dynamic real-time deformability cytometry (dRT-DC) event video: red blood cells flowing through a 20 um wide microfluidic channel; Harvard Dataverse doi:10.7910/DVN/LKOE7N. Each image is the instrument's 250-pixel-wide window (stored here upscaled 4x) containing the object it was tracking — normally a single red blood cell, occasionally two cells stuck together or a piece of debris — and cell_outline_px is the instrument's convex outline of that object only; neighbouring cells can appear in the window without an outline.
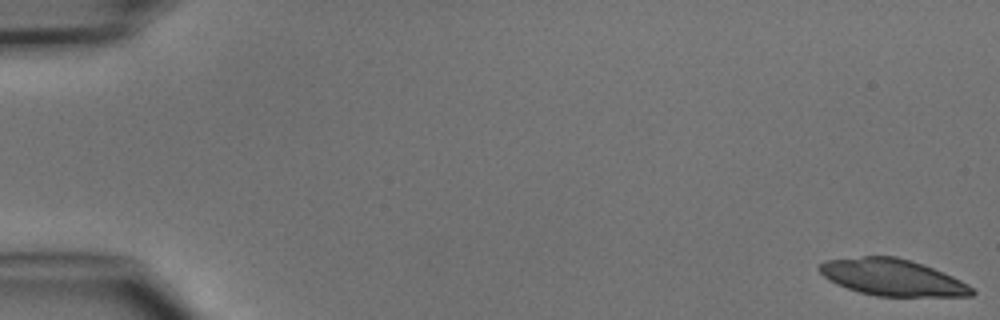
{"species": "common noctule bat (a hibernating species)", "species_latin": "Nyctalus noctula", "temperature_condition": "cold", "stored_images_in_passage": 15, "camera_frame_rate_fps": 3000, "um_per_image_px": 0.085, "animal": {"sex": "male", "body_mass_g": 15.6}, "frame": {"image": 1, "passage_image": 1, "time_ms": 0.0, "image_size_px": [1000, 320], "cell_outline_px": [[976, 292], [972, 296], [876, 296], [860, 292], [836, 284], [828, 280], [816, 268], [824, 260], [864, 256], [896, 256], [924, 264], [952, 276], [968, 284]], "centroid_in_image_um": [75.84, 23.57], "position_along_channel_um": 9.2, "area_um2": 32.54}}